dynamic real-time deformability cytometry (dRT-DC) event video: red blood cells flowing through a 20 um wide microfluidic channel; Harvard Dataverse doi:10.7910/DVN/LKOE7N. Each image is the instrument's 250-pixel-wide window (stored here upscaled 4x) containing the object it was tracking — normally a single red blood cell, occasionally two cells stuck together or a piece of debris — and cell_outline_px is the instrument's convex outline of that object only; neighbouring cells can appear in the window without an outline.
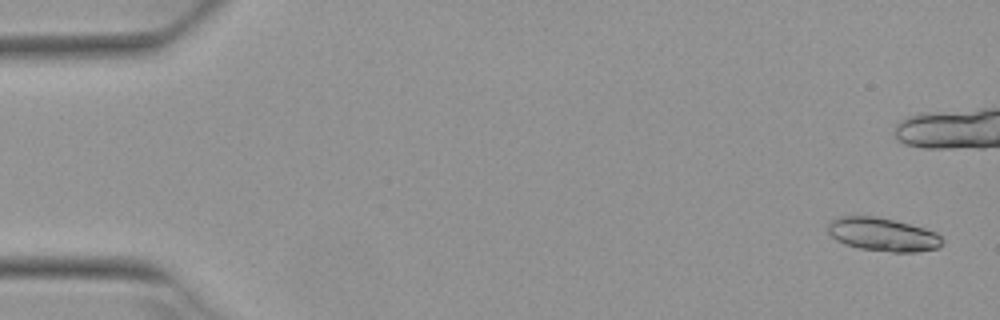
{"species": "Egyptian fruit bat (a non-hibernating species)", "species_latin": "Rousettus aegyptiacus", "temperature_condition": "warm", "stored_images_in_passage": 2, "camera_frame_rate_fps": 3000, "um_per_image_px": 0.085, "animal": {"sex": "female"}, "frame": {"image": 1, "passage_image": 2, "time_ms": 0.333, "image_size_px": [1000, 320], "cell_outline_px": [[944, 240], [936, 248], [916, 252], [892, 252], [860, 248], [844, 244], [836, 240], [828, 232], [828, 224], [836, 216], [876, 216], [924, 228], [936, 232]], "centroid_in_image_um": [75.01, 19.93], "position_along_channel_um": 10.0, "area_um2": 22.08}}